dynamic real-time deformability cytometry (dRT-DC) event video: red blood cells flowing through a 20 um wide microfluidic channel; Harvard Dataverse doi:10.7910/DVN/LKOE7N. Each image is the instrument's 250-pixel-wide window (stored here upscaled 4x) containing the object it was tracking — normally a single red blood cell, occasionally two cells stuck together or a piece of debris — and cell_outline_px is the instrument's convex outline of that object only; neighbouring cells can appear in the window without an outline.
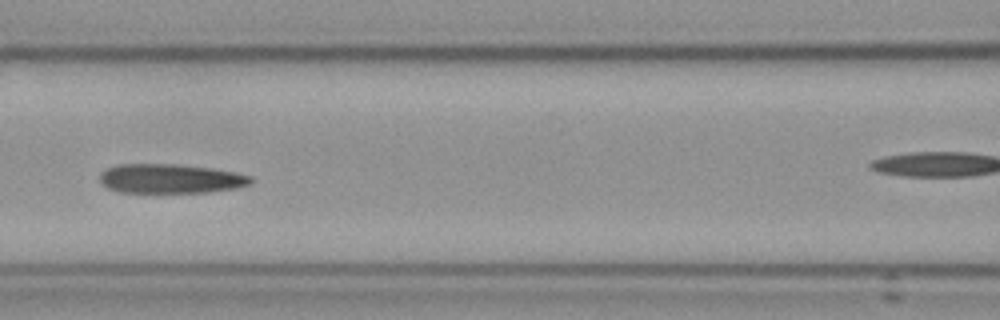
{"species": "Egyptian fruit bat (a non-hibernating species)", "species_latin": "Rousettus aegyptiacus", "temperature_condition": "cold", "stored_images_in_passage": 9, "camera_frame_rate_fps": 3000, "um_per_image_px": 0.085, "frame": {"image": 1, "passage_image": 8, "time_ms": 8.333, "image_size_px": [1000, 320], "cell_outline_px": [[252, 184], [236, 188], [208, 192], [120, 192], [108, 188], [100, 184], [100, 172], [116, 164], [172, 164], [208, 168], [232, 172], [252, 176]], "centroid_in_image_um": [14.45, 15.19], "position_along_channel_um": 152.1, "area_um2": 25.66}}